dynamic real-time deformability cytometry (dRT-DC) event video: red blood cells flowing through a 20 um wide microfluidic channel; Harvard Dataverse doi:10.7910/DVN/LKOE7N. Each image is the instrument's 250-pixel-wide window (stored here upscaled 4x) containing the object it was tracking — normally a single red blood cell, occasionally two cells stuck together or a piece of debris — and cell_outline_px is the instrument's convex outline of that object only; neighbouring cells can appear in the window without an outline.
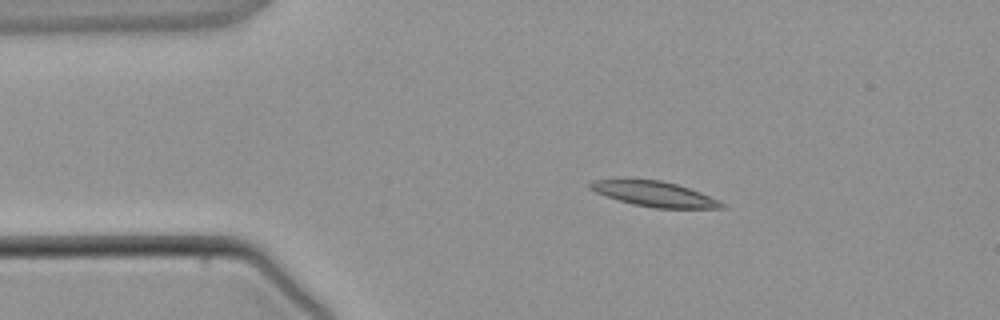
{"species": "common noctule bat (a hibernating species)", "species_latin": "Nyctalus noctula", "temperature_condition": "warm", "stored_images_in_passage": 3, "camera_frame_rate_fps": 3000, "um_per_image_px": 0.085, "animal": {"sex": "male", "body_mass_g": 21.5, "forearm_length_mm": 52.0}, "frame": {"image": 1, "passage_image": 2, "time_ms": 1.333, "image_size_px": [1000, 320], "cell_outline_px": [[728, 208], [656, 208], [632, 204], [596, 192], [588, 188], [588, 184], [592, 180], [660, 180], [676, 184], [700, 192], [720, 200], [728, 204]], "centroid_in_image_um": [55.7, 16.5], "position_along_channel_um": 29.3, "area_um2": 19.07}}